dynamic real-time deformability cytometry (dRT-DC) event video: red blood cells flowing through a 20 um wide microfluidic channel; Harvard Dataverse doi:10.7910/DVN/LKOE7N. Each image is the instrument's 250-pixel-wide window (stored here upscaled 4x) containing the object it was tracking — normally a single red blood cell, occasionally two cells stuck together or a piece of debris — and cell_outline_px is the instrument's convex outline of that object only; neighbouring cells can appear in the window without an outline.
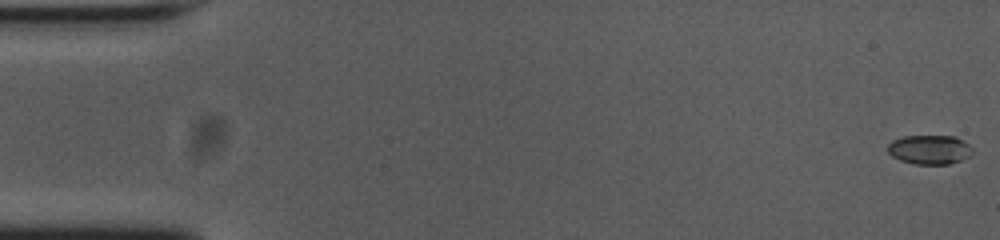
{"species": "common noctule bat (a hibernating species)", "species_latin": "Nyctalus noctula", "temperature_condition": "cold", "stored_images_in_passage": 24, "camera_frame_rate_fps": 3000, "um_per_image_px": 0.085, "animal": {"sex": "female", "body_mass_g": 23.0, "forearm_length_mm": 53.4}, "frame": {"image": 1, "passage_image": 1, "time_ms": 0.0, "image_size_px": [1000, 240], "cell_outline_px": [[972, 152], [968, 156], [960, 160], [948, 164], [912, 164], [900, 160], [892, 156], [888, 152], [888, 144], [892, 140], [904, 136], [956, 136], [968, 144], [972, 148]], "centroid_in_image_um": [78.99, 12.71], "position_along_channel_um": 6.0, "area_um2": 14.39}}
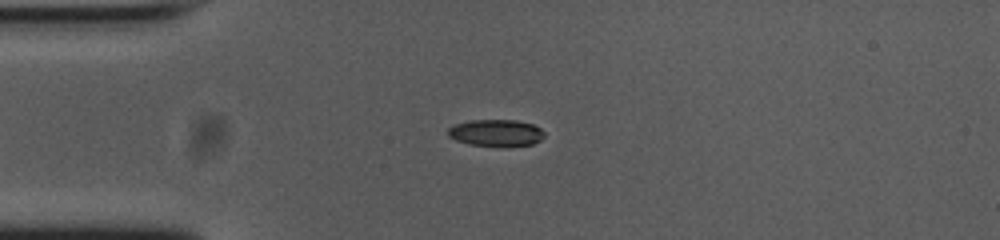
{"frame": {"image": 2, "passage_image": 14, "time_ms": 4.333, "image_size_px": [1000, 240], "cell_outline_px": [[544, 136], [540, 140], [532, 144], [468, 144], [456, 140], [448, 136], [448, 128], [456, 124], [472, 120], [516, 120], [532, 124], [540, 128], [544, 132]], "centroid_in_image_um": [42.15, 11.25], "position_along_channel_um": 42.9, "area_um2": 14.39}}
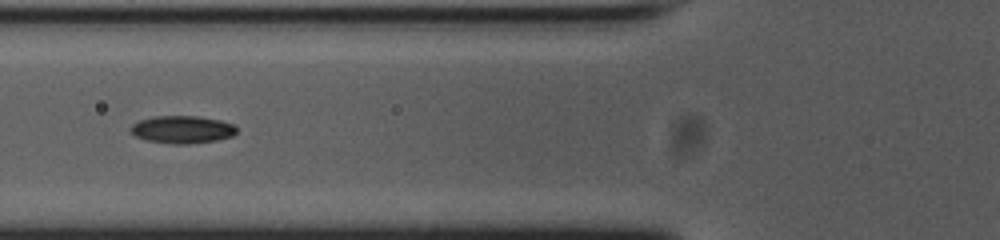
{"frame": {"image": 3, "passage_image": 21, "time_ms": 6.667, "image_size_px": [1000, 240], "cell_outline_px": [[236, 132], [232, 136], [216, 140], [188, 144], [176, 144], [148, 140], [136, 136], [132, 132], [132, 124], [140, 120], [152, 116], [196, 116], [220, 120], [232, 124], [236, 128]], "centroid_in_image_um": [15.5, 11.0], "position_along_channel_um": 110.3, "area_um2": 16.76}}